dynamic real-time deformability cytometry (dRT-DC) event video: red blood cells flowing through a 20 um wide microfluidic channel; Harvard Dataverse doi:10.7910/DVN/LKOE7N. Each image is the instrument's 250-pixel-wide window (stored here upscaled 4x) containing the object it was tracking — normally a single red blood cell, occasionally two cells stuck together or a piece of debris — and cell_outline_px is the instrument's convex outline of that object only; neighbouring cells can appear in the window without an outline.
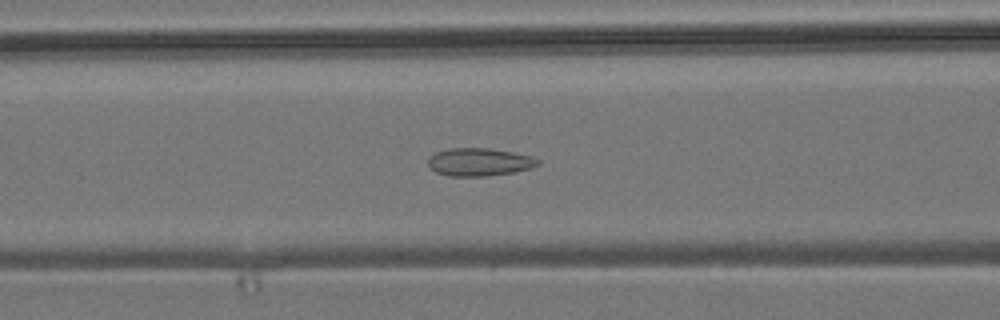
{"species": "common noctule bat (a hibernating species)", "species_latin": "Nyctalus noctula", "temperature_condition": "room temperature", "stored_images_in_passage": 54, "camera_frame_rate_fps": 3000, "um_per_image_px": 0.085, "animal": {"sex": "male", "body_mass_g": 19.2, "forearm_length_mm": 51.8}, "frame": {"image": 1, "passage_image": 22, "time_ms": 7.0, "image_size_px": [1000, 320], "cell_outline_px": [[540, 164], [532, 168], [512, 172], [488, 176], [448, 176], [436, 172], [428, 164], [428, 160], [436, 152], [448, 148], [488, 148], [512, 152], [532, 156], [540, 160]], "centroid_in_image_um": [40.77, 13.77], "position_along_channel_um": 125.8, "area_um2": 17.8}}
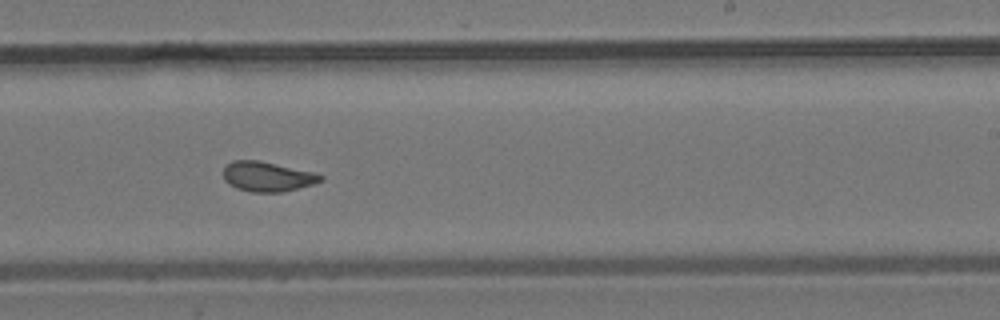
{"frame": {"image": 2, "passage_image": 33, "time_ms": 10.667, "image_size_px": [1000, 320], "cell_outline_px": [[324, 180], [312, 184], [280, 192], [252, 192], [236, 188], [228, 184], [224, 180], [224, 168], [232, 160], [260, 160], [316, 172], [324, 176]], "centroid_in_image_um": [22.74, 14.99], "position_along_channel_um": 266.3, "area_um2": 16.99}}
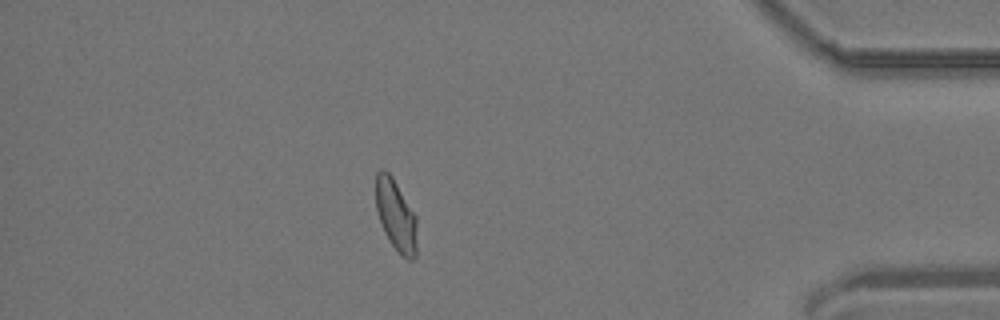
{"frame": {"image": 3, "passage_image": 47, "time_ms": 15.333, "image_size_px": [1000, 320], "cell_outline_px": [[416, 256], [412, 260], [408, 260], [388, 240], [384, 232], [376, 208], [376, 172], [380, 168], [384, 168], [392, 176], [416, 216]], "centroid_in_image_um": [33.64, 18.26], "position_along_channel_um": 401.6, "area_um2": 16.94}, "authors_computed_cell_mechanics": {"area_um2": 17.3111, "velocity_mm_per_s": 3.8386, "shape_relaxation_time_tau1_ms": null, "shape_relaxation_time_tau2_ms": 1.0424, "deformation_change_tau1": null, "deformation_change_tau2": 0.0793}}